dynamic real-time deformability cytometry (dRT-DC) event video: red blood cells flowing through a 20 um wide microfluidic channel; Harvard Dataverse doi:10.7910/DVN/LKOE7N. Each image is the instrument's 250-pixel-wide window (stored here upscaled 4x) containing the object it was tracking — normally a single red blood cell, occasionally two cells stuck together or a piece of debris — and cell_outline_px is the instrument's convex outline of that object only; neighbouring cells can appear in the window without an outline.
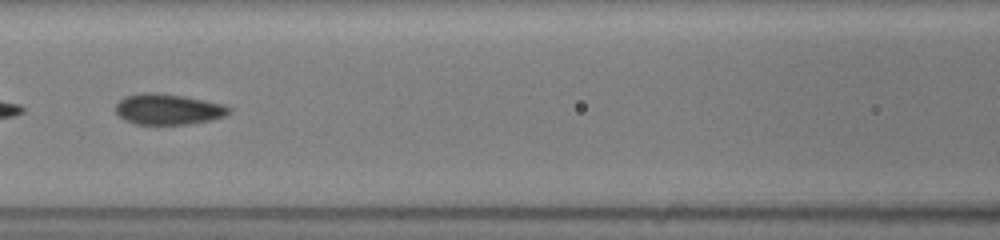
{"species": "common noctule bat (a hibernating species)", "species_latin": "Nyctalus noctula", "temperature_condition": "room temperature", "stored_images_in_passage": 10, "camera_frame_rate_fps": 3000, "um_per_image_px": 0.085, "animal": {"sex": "female", "body_mass_g": 19.5, "forearm_length_mm": 54.1}, "frame": {"image": 1, "passage_image": 4, "time_ms": 2.333, "image_size_px": [1000, 240], "cell_outline_px": [[232, 112], [224, 116], [212, 120], [188, 124], [136, 124], [124, 120], [116, 112], [116, 104], [124, 96], [140, 92], [156, 92], [184, 96], [224, 104], [232, 108]], "centroid_in_image_um": [14.3, 9.27], "position_along_channel_um": 152.3, "area_um2": 20.52}}